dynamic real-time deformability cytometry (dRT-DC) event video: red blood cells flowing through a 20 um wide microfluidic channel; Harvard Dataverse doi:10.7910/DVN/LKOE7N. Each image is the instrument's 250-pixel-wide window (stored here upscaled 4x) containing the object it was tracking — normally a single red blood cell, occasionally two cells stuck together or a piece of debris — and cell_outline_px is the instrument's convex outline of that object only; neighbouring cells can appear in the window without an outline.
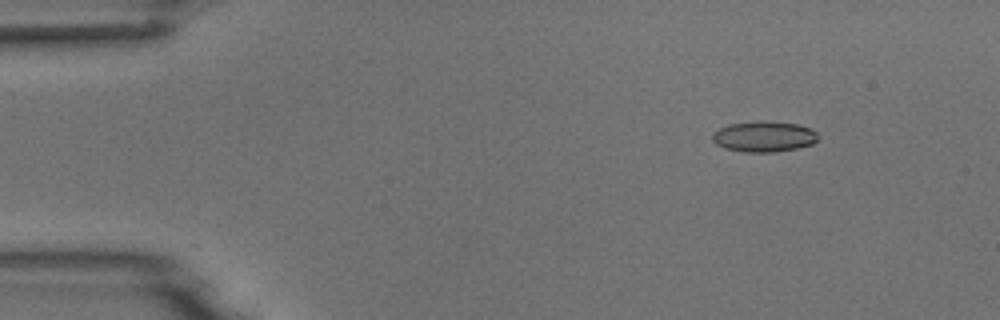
{"species": "common noctule bat (a hibernating species)", "species_latin": "Nyctalus noctula", "temperature_condition": "room temperature", "stored_images_in_passage": 6, "camera_frame_rate_fps": 3000, "um_per_image_px": 0.085, "animal": {"sex": "male", "body_mass_g": 18.8}, "frame": {"image": 1, "passage_image": 2, "time_ms": 1.0, "image_size_px": [1000, 320], "cell_outline_px": [[820, 136], [812, 144], [796, 148], [772, 152], [744, 152], [724, 148], [716, 144], [712, 140], [712, 132], [728, 124], [764, 120], [796, 124], [808, 128], [816, 132]], "centroid_in_image_um": [64.9, 11.6], "position_along_channel_um": 20.1, "area_um2": 18.9}}
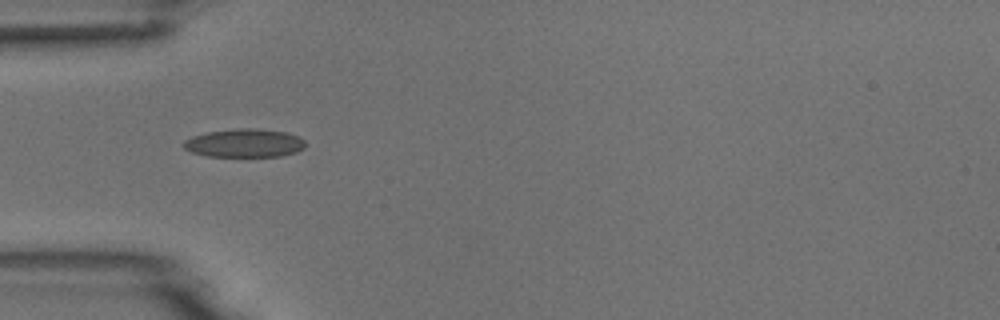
{"frame": {"image": 2, "passage_image": 5, "time_ms": 4.333, "image_size_px": [1000, 320], "cell_outline_px": [[304, 148], [296, 152], [280, 156], [208, 156], [192, 152], [184, 148], [184, 140], [192, 136], [208, 132], [236, 128], [256, 128], [288, 132], [300, 136], [304, 140]], "centroid_in_image_um": [20.81, 12.15], "position_along_channel_um": 64.2, "area_um2": 20.17}}